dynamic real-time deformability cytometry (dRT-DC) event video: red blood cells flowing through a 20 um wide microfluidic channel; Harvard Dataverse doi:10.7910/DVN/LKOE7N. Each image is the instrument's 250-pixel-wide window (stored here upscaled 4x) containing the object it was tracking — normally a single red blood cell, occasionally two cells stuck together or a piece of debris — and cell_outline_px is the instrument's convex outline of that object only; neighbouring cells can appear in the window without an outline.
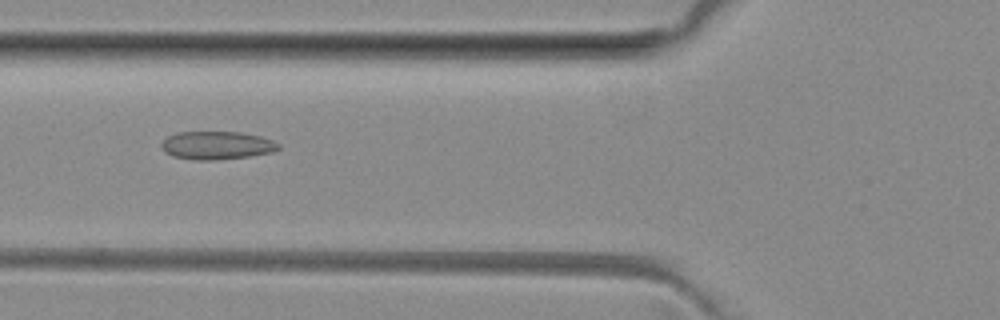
{"species": "common noctule bat (a hibernating species)", "species_latin": "Nyctalus noctula", "temperature_condition": "room temperature", "stored_images_in_passage": 32, "camera_frame_rate_fps": 3000, "um_per_image_px": 0.085, "animal": {"sex": "female", "body_mass_g": 29.2, "forearm_length_mm": 56.3}, "frame": {"image": 1, "passage_image": 5, "time_ms": 1.333, "image_size_px": [1000, 320], "cell_outline_px": [[280, 148], [272, 152], [248, 156], [216, 160], [196, 160], [172, 156], [164, 152], [160, 144], [168, 136], [176, 132], [240, 132], [260, 136], [272, 140], [280, 144]], "centroid_in_image_um": [18.41, 12.35], "position_along_channel_um": 107.4, "area_um2": 19.19}}
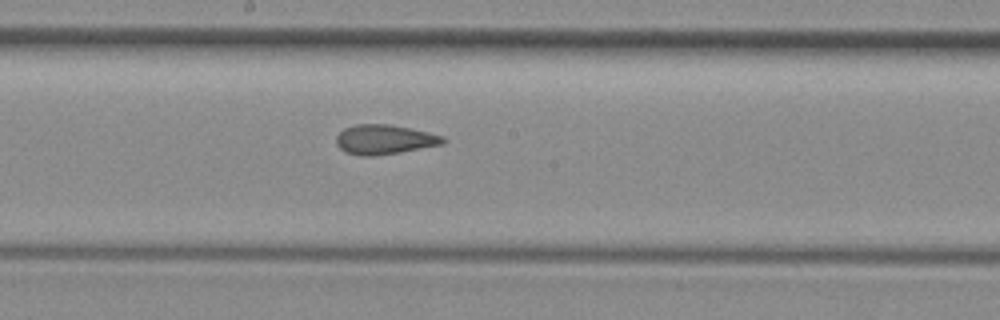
{"frame": {"image": 2, "passage_image": 13, "time_ms": 4.0, "image_size_px": [1000, 320], "cell_outline_px": [[444, 144], [400, 152], [372, 156], [360, 156], [344, 152], [336, 144], [336, 136], [344, 128], [356, 124], [388, 124], [428, 132], [444, 136]], "centroid_in_image_um": [32.64, 11.86], "position_along_channel_um": 215.6, "area_um2": 18.38}}
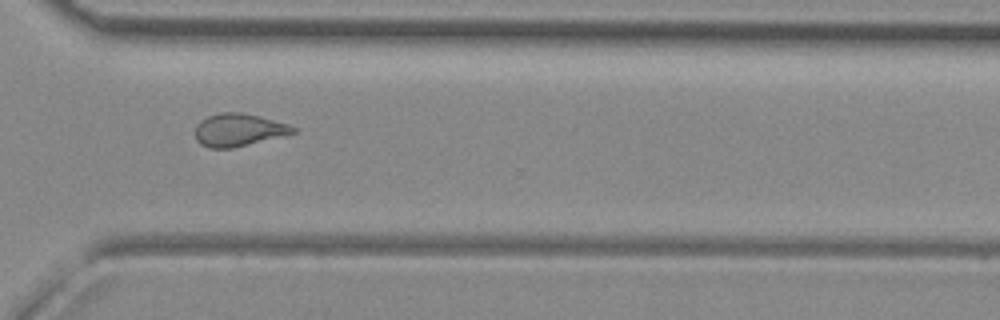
{"frame": {"image": 3, "passage_image": 23, "time_ms": 7.333, "image_size_px": [1000, 320], "cell_outline_px": [[296, 132], [232, 148], [208, 148], [200, 144], [196, 140], [196, 124], [200, 120], [208, 116], [224, 112], [240, 112], [260, 116], [288, 124], [296, 128]], "centroid_in_image_um": [20.24, 11.04], "position_along_channel_um": 350.4, "area_um2": 18.44}, "authors_computed_cell_mechanics": {"area_um2": 18.6116, "velocity_mm_per_s": 4.0425, "shape_relaxation_time_tau1_ms": null, "shape_relaxation_time_tau2_ms": 1.4896, "deformation_change_tau1": null, "deformation_change_tau2": 0.0892}}